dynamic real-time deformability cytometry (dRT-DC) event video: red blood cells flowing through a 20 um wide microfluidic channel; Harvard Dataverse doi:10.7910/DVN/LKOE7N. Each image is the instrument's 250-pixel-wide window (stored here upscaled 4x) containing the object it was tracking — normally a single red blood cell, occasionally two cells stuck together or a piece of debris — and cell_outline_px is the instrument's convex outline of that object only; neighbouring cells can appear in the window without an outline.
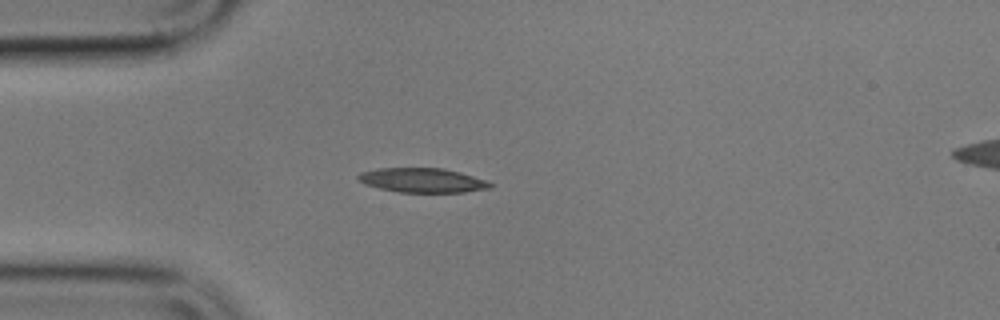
{"species": "common noctule bat (a hibernating species)", "species_latin": "Nyctalus noctula", "temperature_condition": "cold", "stored_images_in_passage": 1, "camera_frame_rate_fps": 3000, "um_per_image_px": 0.085, "animal": {"sex": "male", "body_mass_g": 17.9}, "frame": {"image": 1, "passage_image": 1, "time_ms": 0.0, "image_size_px": [1000, 320], "cell_outline_px": [[492, 188], [464, 192], [400, 192], [380, 188], [364, 184], [356, 176], [360, 172], [376, 168], [444, 168], [460, 172], [488, 180], [492, 184]], "centroid_in_image_um": [35.93, 15.31], "position_along_channel_um": 49.1, "area_um2": 18.84}}